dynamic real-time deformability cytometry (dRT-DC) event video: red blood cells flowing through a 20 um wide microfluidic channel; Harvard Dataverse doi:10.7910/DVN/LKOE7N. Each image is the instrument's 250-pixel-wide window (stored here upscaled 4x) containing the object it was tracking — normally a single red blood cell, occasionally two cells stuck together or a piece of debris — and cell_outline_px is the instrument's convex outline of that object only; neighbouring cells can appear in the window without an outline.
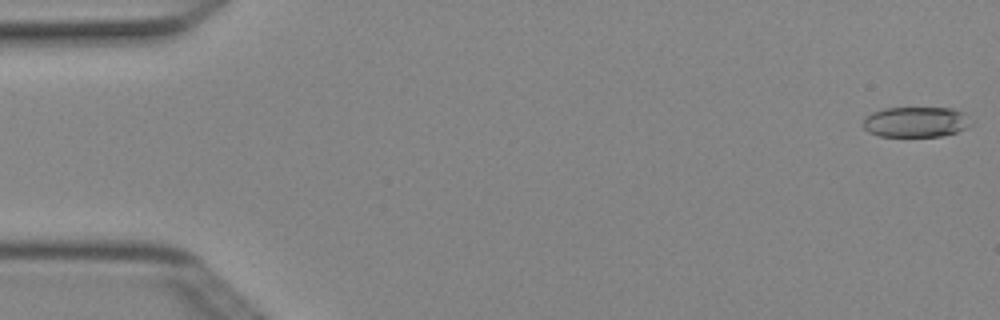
{"species": "Egyptian fruit bat (a non-hibernating species)", "species_latin": "Rousettus aegyptiacus", "temperature_condition": "cold", "stored_images_in_passage": 5, "camera_frame_rate_fps": 3000, "um_per_image_px": 0.085, "animal": {"sex": "female"}, "frame": {"image": 1, "passage_image": 1, "time_ms": 0.0, "image_size_px": [1000, 320], "cell_outline_px": [[972, 124], [968, 128], [956, 132], [940, 136], [880, 136], [868, 132], [860, 124], [864, 116], [872, 112], [884, 108], [952, 108], [964, 112]], "centroid_in_image_um": [77.81, 10.36], "position_along_channel_um": 7.2, "area_um2": 19.36}}
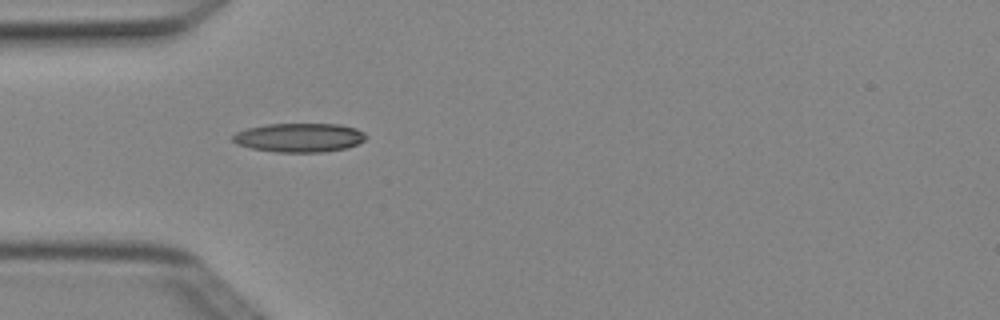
{"frame": {"image": 2, "passage_image": 5, "time_ms": 1.333, "image_size_px": [1000, 320], "cell_outline_px": [[368, 136], [364, 140], [348, 148], [324, 152], [276, 152], [252, 148], [236, 144], [232, 140], [232, 136], [236, 132], [248, 128], [268, 124], [340, 124], [356, 128], [364, 132]], "centroid_in_image_um": [25.46, 11.69], "position_along_channel_um": 59.5, "area_um2": 22.54}}